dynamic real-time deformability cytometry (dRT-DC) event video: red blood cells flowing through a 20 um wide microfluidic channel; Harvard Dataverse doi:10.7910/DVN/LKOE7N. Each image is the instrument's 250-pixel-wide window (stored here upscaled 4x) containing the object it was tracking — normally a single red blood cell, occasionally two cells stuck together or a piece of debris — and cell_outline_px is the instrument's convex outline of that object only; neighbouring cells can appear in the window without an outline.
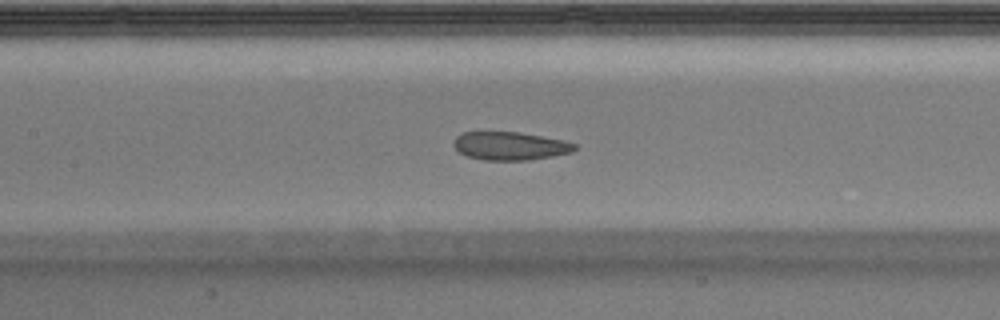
{"species": "Egyptian fruit bat (a non-hibernating species)", "species_latin": "Rousettus aegyptiacus", "temperature_condition": "warm", "stored_images_in_passage": 41, "camera_frame_rate_fps": 3000, "um_per_image_px": 0.085, "animal": {"sex": "male"}, "frame": {"image": 1, "passage_image": 18, "time_ms": 5.667, "image_size_px": [1000, 320], "cell_outline_px": [[576, 148], [572, 152], [532, 160], [484, 160], [468, 156], [460, 152], [452, 144], [456, 136], [460, 132], [520, 132], [564, 140], [576, 144]], "centroid_in_image_um": [43.36, 12.4], "position_along_channel_um": 164.0, "area_um2": 19.94}}